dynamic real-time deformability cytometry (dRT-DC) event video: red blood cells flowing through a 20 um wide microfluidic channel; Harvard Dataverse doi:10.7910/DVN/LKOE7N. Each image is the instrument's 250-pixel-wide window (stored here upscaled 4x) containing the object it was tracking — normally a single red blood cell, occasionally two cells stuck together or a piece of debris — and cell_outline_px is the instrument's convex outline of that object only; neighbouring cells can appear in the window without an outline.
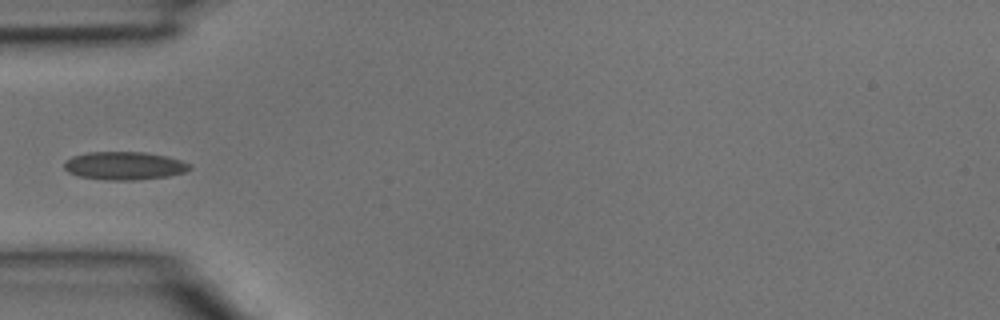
{"species": "common noctule bat (a hibernating species)", "species_latin": "Nyctalus noctula", "temperature_condition": "room temperature", "stored_images_in_passage": 5, "camera_frame_rate_fps": 3000, "um_per_image_px": 0.085, "animal": {"sex": "male", "body_mass_g": 15.6}, "frame": {"image": 1, "passage_image": 5, "time_ms": 1.333, "image_size_px": [1000, 320], "cell_outline_px": [[192, 168], [184, 172], [168, 176], [136, 180], [108, 180], [80, 176], [68, 172], [64, 168], [64, 164], [72, 156], [88, 152], [144, 152], [168, 156], [180, 160], [188, 164]], "centroid_in_image_um": [10.57, 14.08], "position_along_channel_um": 74.4, "area_um2": 20.4}}